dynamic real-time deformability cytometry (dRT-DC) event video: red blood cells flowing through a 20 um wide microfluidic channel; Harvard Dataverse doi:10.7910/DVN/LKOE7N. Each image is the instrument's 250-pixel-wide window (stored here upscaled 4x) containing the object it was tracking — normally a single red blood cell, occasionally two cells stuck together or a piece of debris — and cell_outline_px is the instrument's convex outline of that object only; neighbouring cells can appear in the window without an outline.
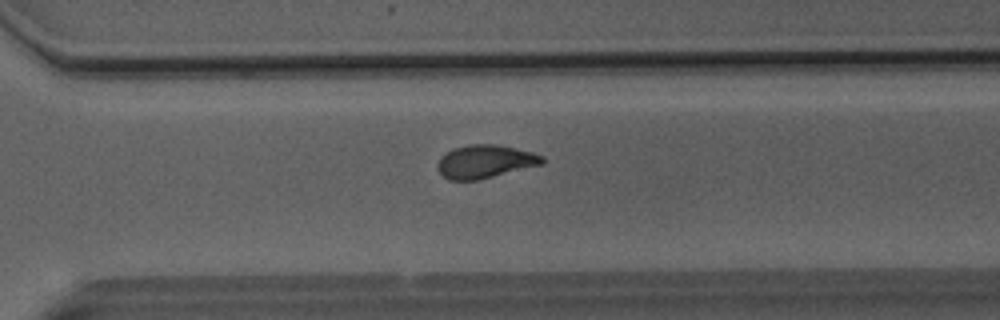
{"species": "Egyptian fruit bat (a non-hibernating species)", "species_latin": "Rousettus aegyptiacus", "temperature_condition": "room temperature", "stored_images_in_passage": 50, "camera_frame_rate_fps": 3000, "um_per_image_px": 0.085, "animal": {"sex": "male"}, "frame": {"image": 1, "passage_image": 36, "time_ms": 11.667, "image_size_px": [1000, 320], "cell_outline_px": [[544, 164], [480, 180], [448, 180], [436, 168], [436, 164], [440, 156], [452, 148], [468, 144], [492, 144], [532, 152], [544, 156]], "centroid_in_image_um": [41.21, 13.74], "position_along_channel_um": 329.4, "area_um2": 20.46}}
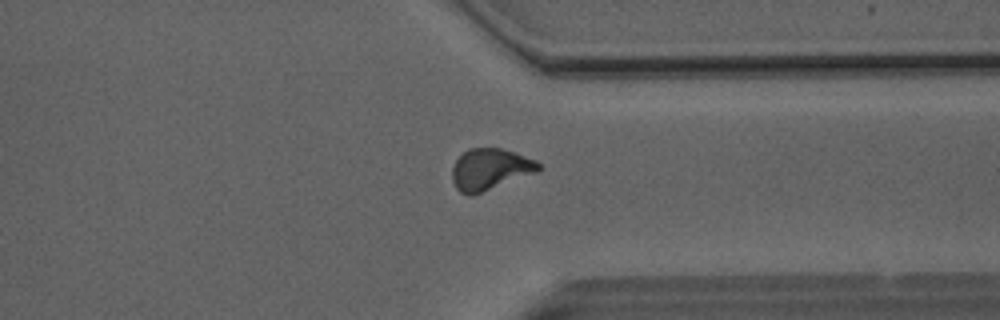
{"frame": {"image": 2, "passage_image": 39, "time_ms": 12.667, "image_size_px": [1000, 320], "cell_outline_px": [[540, 168], [536, 172], [480, 192], [468, 196], [460, 192], [456, 188], [452, 180], [452, 168], [456, 160], [468, 148], [500, 148], [516, 152], [536, 160], [540, 164]], "centroid_in_image_um": [41.63, 14.36], "position_along_channel_um": 369.8, "area_um2": 20.52}}
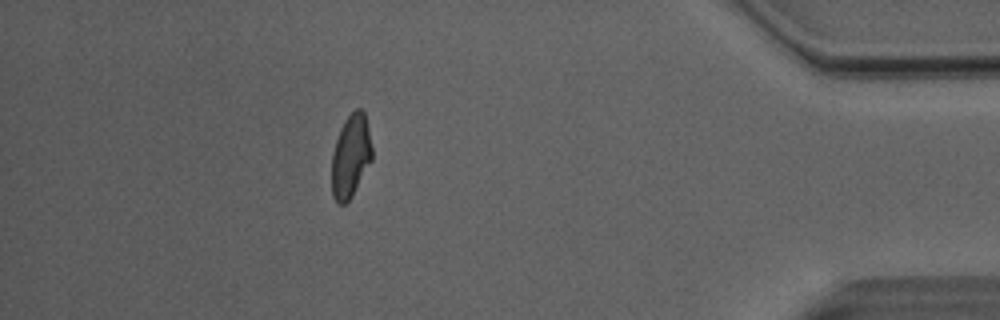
{"frame": {"image": 3, "passage_image": 45, "time_ms": 14.667, "image_size_px": [1000, 320], "cell_outline_px": [[372, 160], [352, 196], [344, 204], [336, 204], [332, 196], [332, 152], [340, 128], [344, 120], [356, 108], [360, 108], [364, 112], [372, 148]], "centroid_in_image_um": [29.8, 13.29], "position_along_channel_um": 405.4, "area_um2": 19.48}, "authors_computed_cell_mechanics": {"area_um2": 20.5479, "velocity_mm_per_s": 4.0984, "shape_relaxation_time_tau1_ms": 5.1998, "shape_relaxation_time_tau2_ms": 0.9698, "deformation_change_tau1": 0.1653, "deformation_change_tau2": 0.0667}}